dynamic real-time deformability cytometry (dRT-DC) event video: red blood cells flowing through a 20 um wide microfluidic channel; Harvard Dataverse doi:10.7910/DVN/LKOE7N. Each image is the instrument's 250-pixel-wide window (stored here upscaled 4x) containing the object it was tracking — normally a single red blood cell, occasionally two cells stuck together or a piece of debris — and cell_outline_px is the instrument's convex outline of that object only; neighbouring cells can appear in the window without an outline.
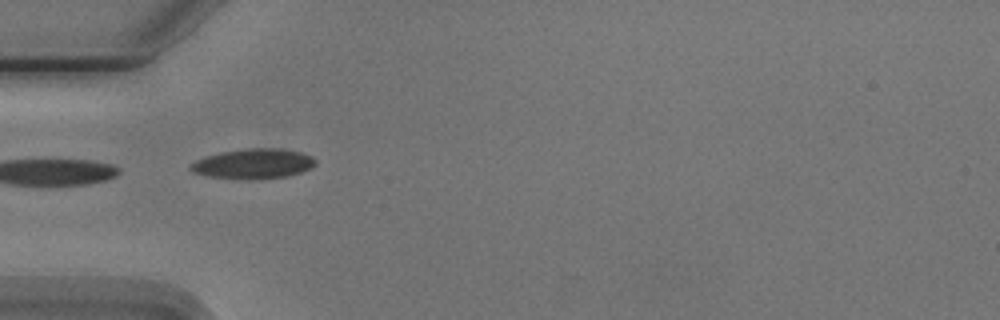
{"species": "Egyptian fruit bat (a non-hibernating species)", "species_latin": "Rousettus aegyptiacus", "temperature_condition": "cold", "stored_images_in_passage": 3, "camera_frame_rate_fps": 3000, "um_per_image_px": 0.085, "animal": {"sex": "male"}, "frame": {"image": 1, "passage_image": 2, "time_ms": 1.333, "image_size_px": [1000, 320], "cell_outline_px": [[316, 164], [312, 168], [288, 176], [256, 180], [244, 180], [208, 176], [192, 172], [188, 168], [196, 160], [204, 156], [220, 152], [244, 148], [284, 148], [300, 152], [312, 156], [316, 160]], "centroid_in_image_um": [21.54, 13.92], "position_along_channel_um": 63.5, "area_um2": 22.25}}